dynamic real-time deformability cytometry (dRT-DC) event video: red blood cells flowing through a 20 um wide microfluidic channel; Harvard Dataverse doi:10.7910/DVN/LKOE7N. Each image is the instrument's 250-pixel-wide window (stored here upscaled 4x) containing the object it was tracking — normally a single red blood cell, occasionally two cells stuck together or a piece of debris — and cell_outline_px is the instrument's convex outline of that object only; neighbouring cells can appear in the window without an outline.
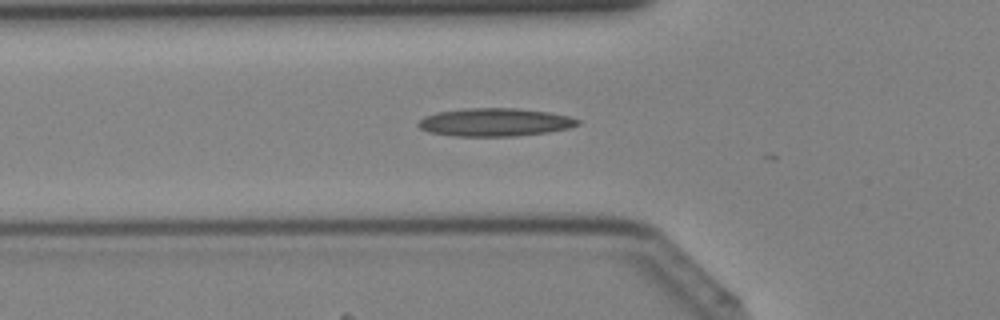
{"species": "Egyptian fruit bat (a non-hibernating species)", "species_latin": "Rousettus aegyptiacus", "temperature_condition": "cold", "stored_images_in_passage": 17, "camera_frame_rate_fps": 3000, "um_per_image_px": 0.085, "animal": {"sex": "female"}, "frame": {"image": 1, "passage_image": 14, "time_ms": 4.333, "image_size_px": [1000, 320], "cell_outline_px": [[580, 124], [568, 128], [548, 132], [516, 136], [456, 136], [428, 132], [420, 128], [416, 124], [424, 116], [436, 112], [464, 108], [516, 108], [548, 112], [568, 116], [580, 120]], "centroid_in_image_um": [42.04, 10.39], "position_along_channel_um": 83.8, "area_um2": 26.13}}